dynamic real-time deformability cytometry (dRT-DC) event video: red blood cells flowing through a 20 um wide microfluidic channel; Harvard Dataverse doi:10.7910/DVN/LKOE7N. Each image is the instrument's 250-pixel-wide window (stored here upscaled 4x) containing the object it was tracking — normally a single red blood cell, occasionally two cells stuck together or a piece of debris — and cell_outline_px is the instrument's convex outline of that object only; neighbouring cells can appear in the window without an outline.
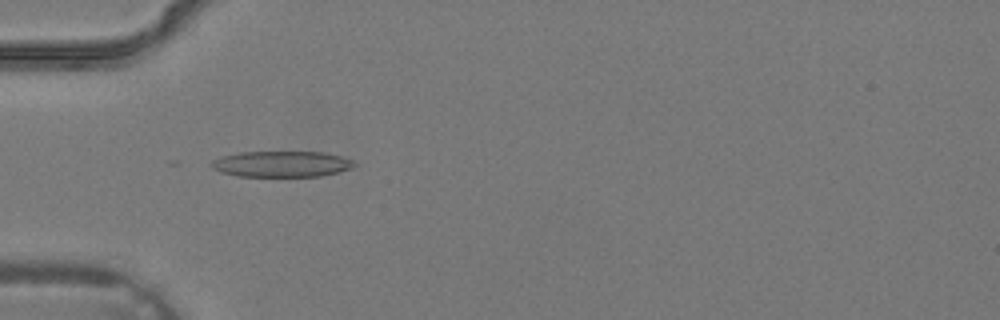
{"species": "common noctule bat (a hibernating species)", "species_latin": "Nyctalus noctula", "temperature_condition": "warm", "stored_images_in_passage": 3, "camera_frame_rate_fps": 3000, "um_per_image_px": 0.085, "animal": {"sex": "male", "body_mass_g": 19.2, "forearm_length_mm": 51.8}, "frame": {"image": 1, "passage_image": 2, "time_ms": 0.333, "image_size_px": [1000, 320], "cell_outline_px": [[356, 164], [352, 168], [320, 176], [236, 176], [220, 172], [212, 168], [208, 164], [212, 160], [220, 156], [240, 152], [324, 152], [340, 156], [352, 160]], "centroid_in_image_um": [23.87, 13.94], "position_along_channel_um": 61.1, "area_um2": 21.62}}
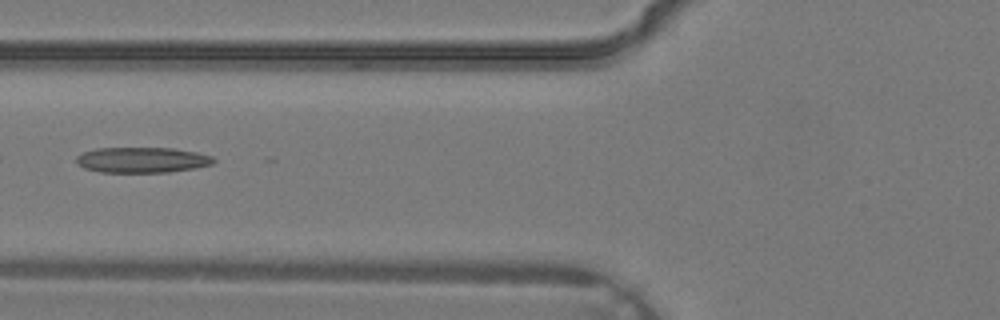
{"frame": {"image": 2, "passage_image": 3, "time_ms": 0.667, "image_size_px": [1000, 320], "cell_outline_px": [[216, 160], [212, 164], [196, 168], [168, 172], [100, 172], [84, 168], [76, 164], [76, 156], [84, 152], [96, 148], [172, 148], [196, 152], [212, 156]], "centroid_in_image_um": [12.07, 13.59], "position_along_channel_um": 113.7, "area_um2": 20.46}}